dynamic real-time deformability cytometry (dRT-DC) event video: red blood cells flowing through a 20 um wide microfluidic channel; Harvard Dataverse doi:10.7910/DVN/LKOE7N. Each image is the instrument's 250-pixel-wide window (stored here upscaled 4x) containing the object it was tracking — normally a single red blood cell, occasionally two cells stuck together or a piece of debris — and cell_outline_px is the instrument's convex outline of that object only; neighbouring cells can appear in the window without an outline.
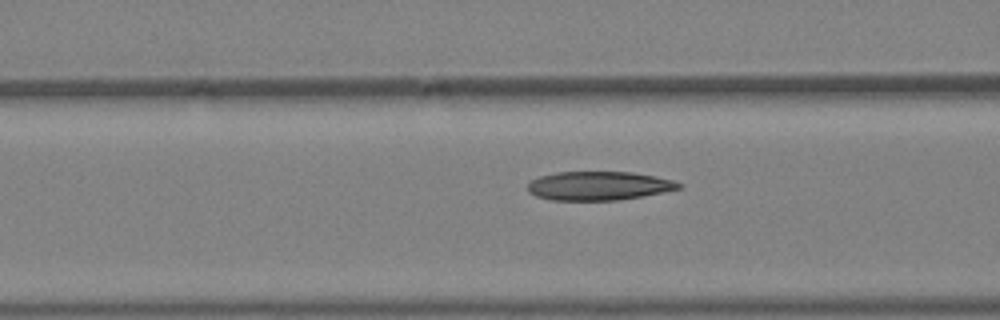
{"species": "Egyptian fruit bat (a non-hibernating species)", "species_latin": "Rousettus aegyptiacus", "temperature_condition": "warm", "stored_images_in_passage": 7, "camera_frame_rate_fps": 3000, "um_per_image_px": 0.085, "animal": {"sex": "female"}, "frame": {"image": 1, "passage_image": 7, "time_ms": 2.0, "image_size_px": [1000, 320], "cell_outline_px": [[684, 184], [680, 188], [664, 192], [644, 196], [620, 200], [552, 200], [536, 196], [528, 192], [528, 184], [532, 180], [540, 176], [556, 172], [632, 172], [672, 180]], "centroid_in_image_um": [50.9, 15.8], "position_along_channel_um": 115.7, "area_um2": 25.32}}